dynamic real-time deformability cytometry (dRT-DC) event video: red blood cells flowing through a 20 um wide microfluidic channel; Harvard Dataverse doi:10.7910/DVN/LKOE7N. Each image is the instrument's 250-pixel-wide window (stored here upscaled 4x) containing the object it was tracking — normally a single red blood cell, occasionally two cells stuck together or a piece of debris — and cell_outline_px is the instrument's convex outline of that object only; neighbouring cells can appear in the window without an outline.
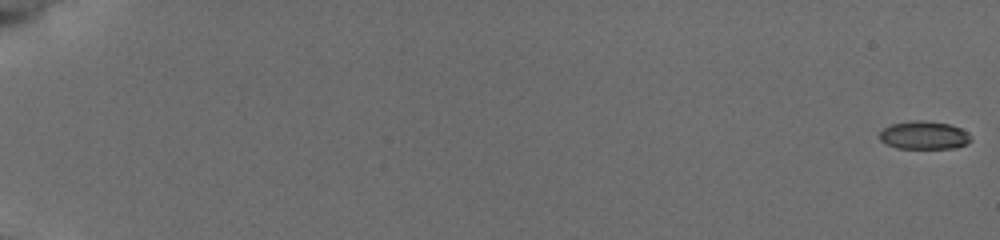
{"species": "common noctule bat (a hibernating species)", "species_latin": "Nyctalus noctula", "temperature_condition": "cold", "stored_images_in_passage": 36, "camera_frame_rate_fps": 3000, "um_per_image_px": 0.085, "animal": {"sex": "female", "body_mass_g": 19.5, "forearm_length_mm": 54.1}, "frame": {"image": 1, "passage_image": 1, "time_ms": 0.0, "image_size_px": [1000, 240], "cell_outline_px": [[972, 140], [956, 148], [896, 148], [880, 140], [880, 132], [884, 128], [892, 124], [912, 120], [924, 120], [948, 124], [960, 128], [968, 132]], "centroid_in_image_um": [78.55, 11.49], "position_along_channel_um": 6.5, "area_um2": 14.85}}
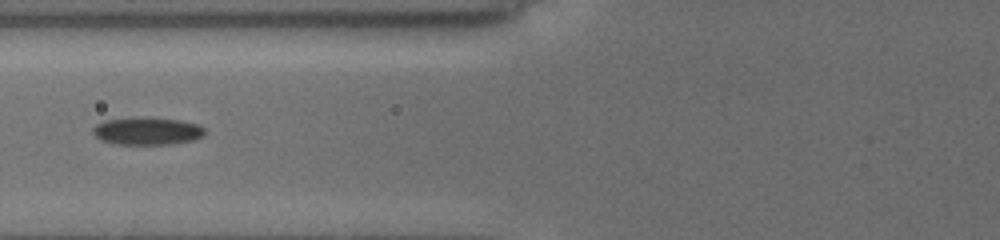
{"frame": {"image": 2, "passage_image": 23, "time_ms": 8.333, "image_size_px": [1000, 240], "cell_outline_px": [[204, 136], [196, 140], [172, 144], [116, 144], [100, 140], [92, 132], [92, 128], [96, 124], [104, 120], [180, 120], [200, 124], [204, 128]], "centroid_in_image_um": [12.55, 11.19], "position_along_channel_um": 113.2, "area_um2": 17.28}}
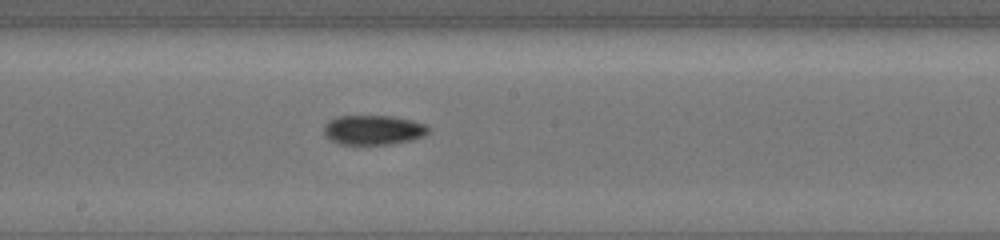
{"frame": {"image": 3, "passage_image": 35, "time_ms": 11.0, "image_size_px": [1000, 240], "cell_outline_px": [[428, 132], [424, 136], [412, 140], [388, 144], [340, 144], [332, 140], [324, 132], [324, 124], [328, 120], [336, 116], [392, 116], [412, 120], [424, 124], [428, 128]], "centroid_in_image_um": [31.72, 11.03], "position_along_channel_um": 216.5, "area_um2": 17.92}}